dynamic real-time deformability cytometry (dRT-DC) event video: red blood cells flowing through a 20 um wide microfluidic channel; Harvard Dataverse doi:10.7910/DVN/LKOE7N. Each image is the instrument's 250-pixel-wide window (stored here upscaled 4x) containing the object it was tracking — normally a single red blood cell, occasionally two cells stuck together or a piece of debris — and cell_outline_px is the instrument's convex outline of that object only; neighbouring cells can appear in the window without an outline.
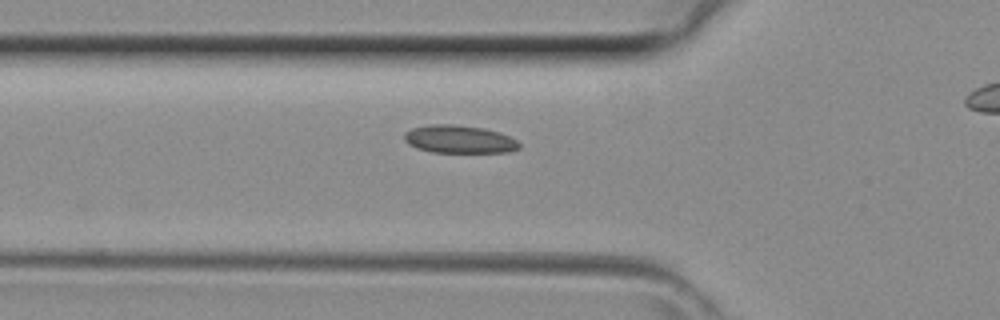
{"species": "common noctule bat (a hibernating species)", "species_latin": "Nyctalus noctula", "temperature_condition": "room temperature", "stored_images_in_passage": 24, "camera_frame_rate_fps": 3000, "um_per_image_px": 0.085, "animal": {"sex": "female", "body_mass_g": 29.2, "forearm_length_mm": 56.3}, "frame": {"image": 1, "passage_image": 3, "time_ms": 0.667, "image_size_px": [1000, 320], "cell_outline_px": [[520, 148], [508, 152], [432, 152], [416, 148], [408, 144], [404, 140], [404, 132], [412, 128], [428, 124], [456, 124], [484, 128], [500, 132], [516, 140], [520, 144]], "centroid_in_image_um": [39.01, 11.83], "position_along_channel_um": 86.8, "area_um2": 18.84}}
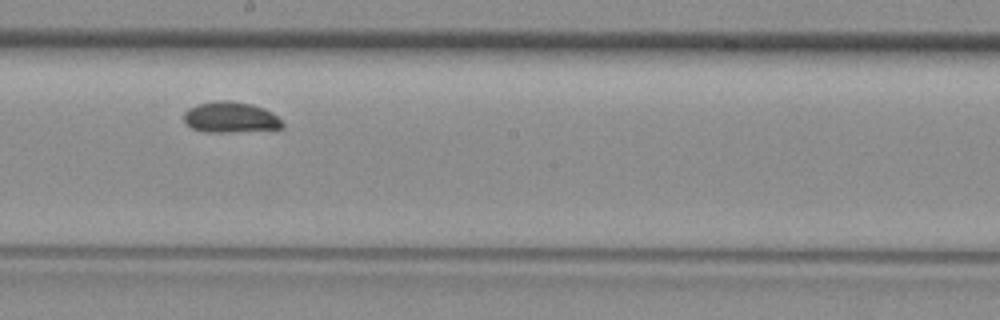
{"frame": {"image": 2, "passage_image": 12, "time_ms": 3.667, "image_size_px": [1000, 320], "cell_outline_px": [[284, 128], [228, 132], [204, 132], [192, 128], [184, 120], [184, 112], [188, 108], [196, 104], [216, 100], [224, 100], [252, 104], [264, 108], [272, 112], [284, 124]], "centroid_in_image_um": [19.58, 9.96], "position_along_channel_um": 228.6, "area_um2": 17.69}}
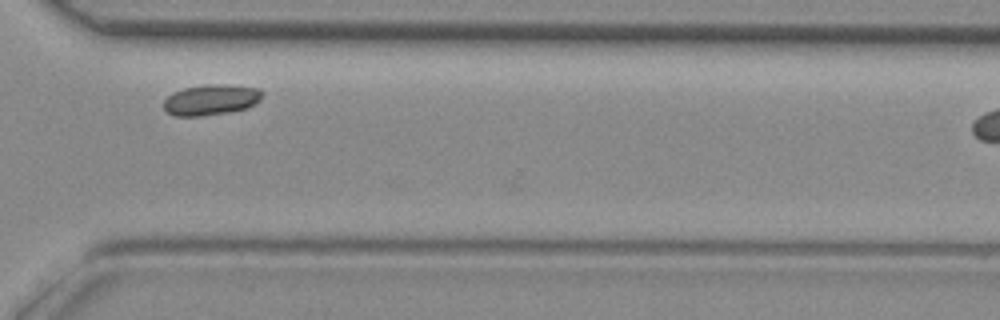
{"frame": {"image": 3, "passage_image": 20, "time_ms": 6.333, "image_size_px": [1000, 320], "cell_outline_px": [[264, 92], [260, 100], [256, 104], [248, 108], [228, 112], [200, 116], [172, 116], [164, 108], [164, 100], [172, 92], [184, 88], [204, 84], [216, 84], [260, 88]], "centroid_in_image_um": [17.95, 8.48], "position_along_channel_um": 352.7, "area_um2": 17.74}}